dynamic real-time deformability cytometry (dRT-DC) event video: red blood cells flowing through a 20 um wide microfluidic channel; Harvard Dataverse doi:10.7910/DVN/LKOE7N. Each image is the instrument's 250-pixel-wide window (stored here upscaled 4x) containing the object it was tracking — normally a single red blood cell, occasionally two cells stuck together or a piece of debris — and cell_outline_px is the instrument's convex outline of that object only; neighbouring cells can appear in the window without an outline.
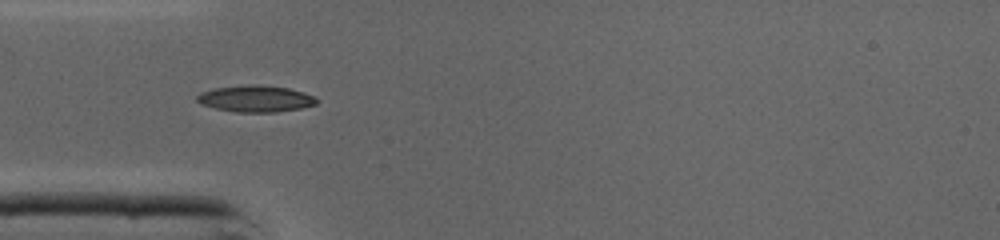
{"species": "common noctule bat (a hibernating species)", "species_latin": "Nyctalus noctula", "temperature_condition": "cold", "stored_images_in_passage": 33, "camera_frame_rate_fps": 3000, "um_per_image_px": 0.085, "animal": {"sex": "male", "body_mass_g": 19.0, "forearm_length_mm": 50.8}, "frame": {"image": 1, "passage_image": 1, "time_ms": 0.0, "image_size_px": [1000, 240], "cell_outline_px": [[320, 100], [316, 104], [300, 108], [276, 112], [236, 112], [216, 108], [200, 104], [196, 100], [196, 96], [200, 92], [212, 88], [252, 84], [256, 84], [288, 88], [304, 92]], "centroid_in_image_um": [21.7, 8.38], "position_along_channel_um": 63.3, "area_um2": 18.55}}
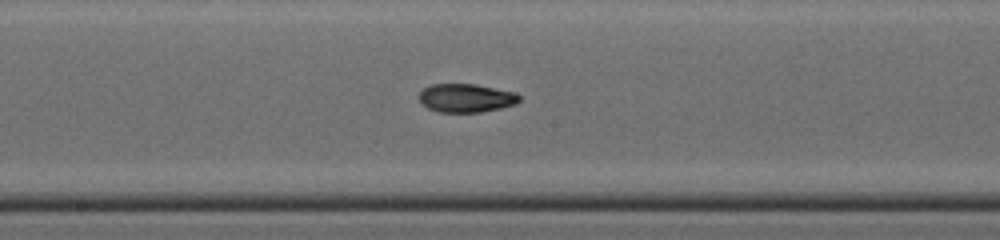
{"frame": {"image": 2, "passage_image": 11, "time_ms": 3.333, "image_size_px": [1000, 240], "cell_outline_px": [[520, 100], [516, 104], [500, 108], [480, 112], [440, 112], [428, 108], [420, 100], [420, 92], [424, 88], [432, 84], [476, 84], [516, 92], [520, 96]], "centroid_in_image_um": [39.65, 8.32], "position_along_channel_um": 208.5, "area_um2": 16.59}}
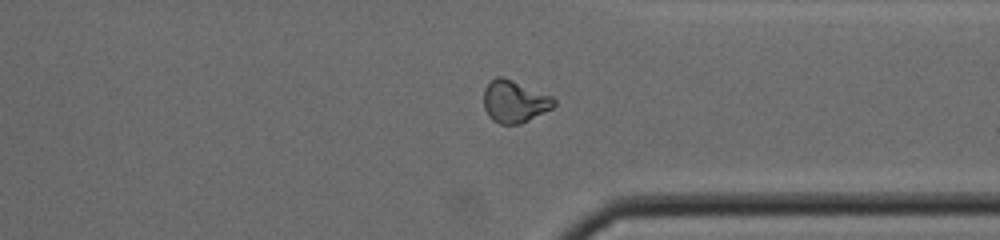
{"frame": {"image": 3, "passage_image": 22, "time_ms": 7.0, "image_size_px": [1000, 240], "cell_outline_px": [[556, 104], [552, 108], [520, 124], [500, 124], [492, 120], [488, 116], [484, 108], [484, 88], [496, 76], [504, 76], [552, 96], [556, 100]], "centroid_in_image_um": [43.72, 8.62], "position_along_channel_um": 367.7, "area_um2": 17.34}, "authors_computed_cell_mechanics": {"area_um2": 17.1666, "velocity_mm_per_s": 4.3759, "shape_relaxation_time_tau1_ms": null, "shape_relaxation_time_tau2_ms": 1.9168, "deformation_change_tau1": null, "deformation_change_tau2": 0.0767}}